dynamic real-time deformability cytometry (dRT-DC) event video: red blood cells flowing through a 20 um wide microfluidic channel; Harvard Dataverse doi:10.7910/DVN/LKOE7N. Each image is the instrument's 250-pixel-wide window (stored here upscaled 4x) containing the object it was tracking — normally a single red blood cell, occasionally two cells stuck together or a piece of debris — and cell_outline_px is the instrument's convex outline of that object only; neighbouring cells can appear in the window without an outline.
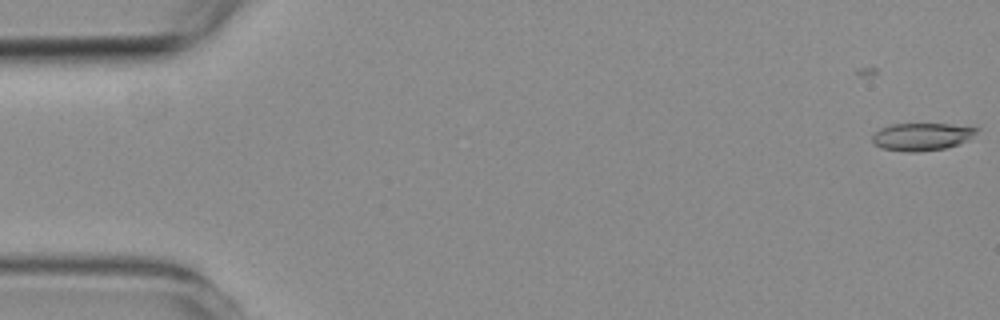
{"species": "common noctule bat (a hibernating species)", "species_latin": "Nyctalus noctula", "temperature_condition": "room temperature", "stored_images_in_passage": 6, "camera_frame_rate_fps": 3000, "um_per_image_px": 0.085, "animal": {"sex": "female", "body_mass_g": 19.3, "forearm_length_mm": 54.1}, "frame": {"image": 1, "passage_image": 2, "time_ms": 1.333, "image_size_px": [1000, 320], "cell_outline_px": [[980, 128], [968, 140], [944, 148], [920, 152], [908, 152], [880, 148], [872, 144], [872, 136], [880, 128], [892, 124], [952, 124]], "centroid_in_image_um": [78.31, 11.62], "position_along_channel_um": 6.7, "area_um2": 16.76}}
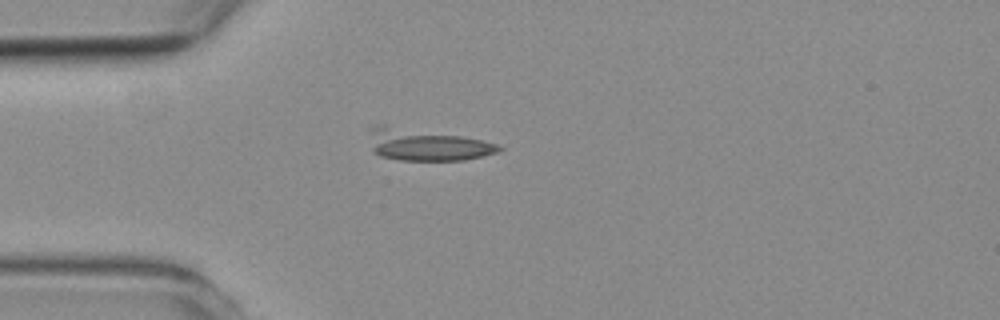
{"frame": {"image": 2, "passage_image": 6, "time_ms": 5.667, "image_size_px": [1000, 320], "cell_outline_px": [[504, 148], [500, 152], [464, 160], [400, 160], [380, 156], [372, 152], [372, 128], [380, 124], [384, 124], [460, 136], [480, 140], [496, 144]], "centroid_in_image_um": [36.27, 12.32], "position_along_channel_um": 48.7, "area_um2": 23.58}}